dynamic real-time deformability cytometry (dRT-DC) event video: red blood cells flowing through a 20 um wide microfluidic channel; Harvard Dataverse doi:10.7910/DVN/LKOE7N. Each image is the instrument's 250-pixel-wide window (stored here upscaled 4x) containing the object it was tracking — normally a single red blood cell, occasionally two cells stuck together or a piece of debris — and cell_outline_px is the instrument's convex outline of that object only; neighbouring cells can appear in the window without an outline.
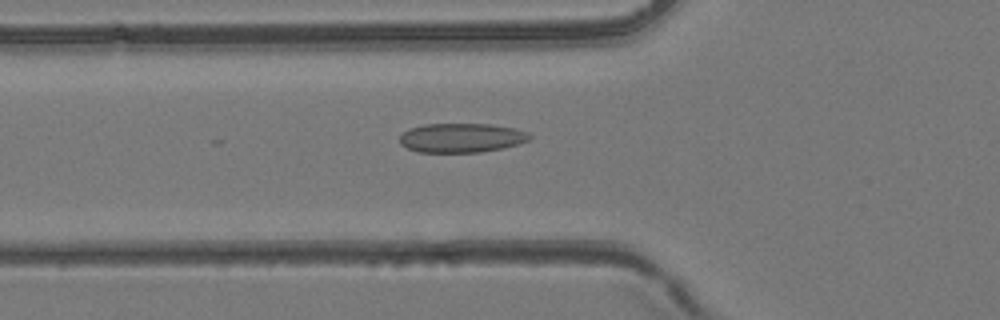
{"species": "common noctule bat (a hibernating species)", "species_latin": "Nyctalus noctula", "temperature_condition": "room temperature", "stored_images_in_passage": 33, "camera_frame_rate_fps": 3000, "um_per_image_px": 0.085, "animal": {"sex": "female", "body_mass_g": 24.6, "forearm_length_mm": 56.2}, "frame": {"image": 1, "passage_image": 12, "time_ms": 3.667, "image_size_px": [1000, 320], "cell_outline_px": [[532, 136], [528, 140], [516, 144], [500, 148], [480, 152], [420, 152], [408, 148], [400, 144], [400, 136], [408, 128], [424, 124], [492, 124], [516, 128], [528, 132]], "centroid_in_image_um": [39.21, 11.7], "position_along_channel_um": 86.6, "area_um2": 22.08}}
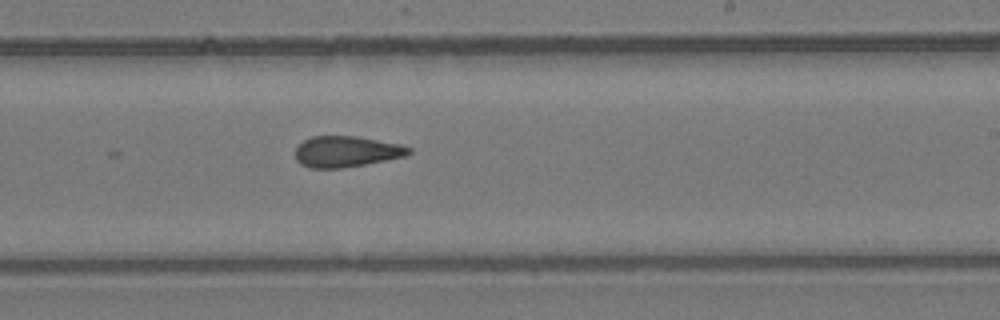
{"frame": {"image": 2, "passage_image": 23, "time_ms": 7.333, "image_size_px": [1000, 320], "cell_outline_px": [[412, 152], [404, 156], [344, 168], [308, 168], [300, 164], [296, 160], [296, 148], [304, 140], [312, 136], [356, 136], [400, 144], [412, 148]], "centroid_in_image_um": [29.42, 12.88], "position_along_channel_um": 259.6, "area_um2": 20.4}}
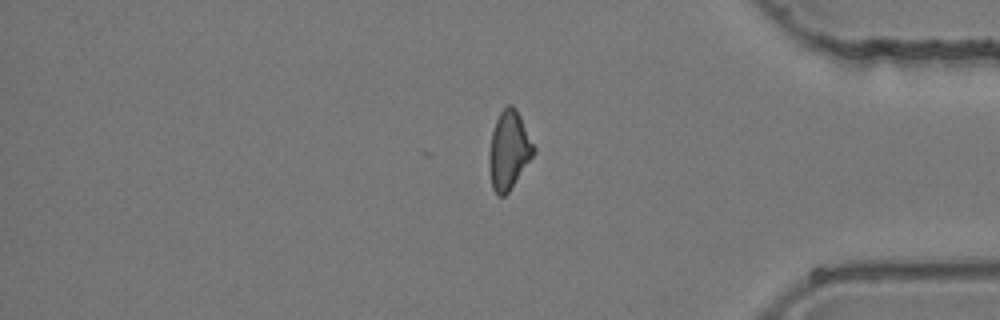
{"frame": {"image": 3, "passage_image": 33, "time_ms": 10.667, "image_size_px": [1000, 320], "cell_outline_px": [[536, 152], [508, 192], [504, 196], [496, 196], [492, 188], [488, 168], [488, 156], [492, 132], [496, 120], [500, 112], [508, 104], [512, 104], [516, 108], [536, 148]], "centroid_in_image_um": [43.24, 12.78], "position_along_channel_um": 392.0, "area_um2": 20.46}}